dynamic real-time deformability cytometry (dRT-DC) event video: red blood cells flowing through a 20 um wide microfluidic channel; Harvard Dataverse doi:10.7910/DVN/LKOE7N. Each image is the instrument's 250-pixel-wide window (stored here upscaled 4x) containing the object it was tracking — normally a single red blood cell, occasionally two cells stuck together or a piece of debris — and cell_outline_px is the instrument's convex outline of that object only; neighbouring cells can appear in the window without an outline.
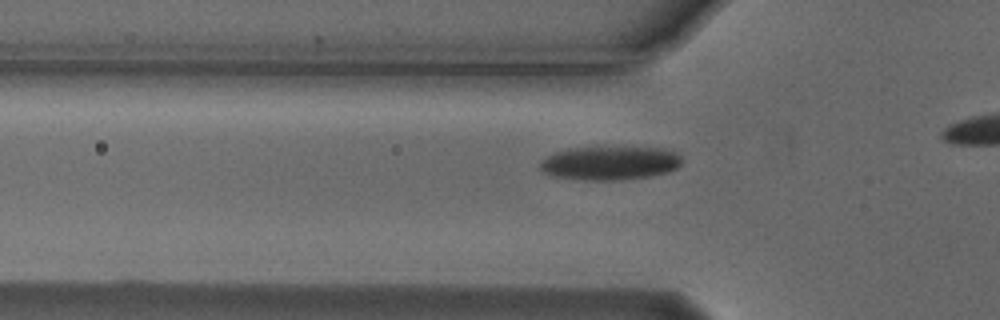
{"species": "Egyptian fruit bat (a non-hibernating species)", "species_latin": "Rousettus aegyptiacus", "temperature_condition": "cold", "stored_images_in_passage": 12, "camera_frame_rate_fps": 3000, "um_per_image_px": 0.085, "animal": {"sex": "male"}, "frame": {"image": 1, "passage_image": 6, "time_ms": 1.667, "image_size_px": [1000, 320], "cell_outline_px": [[680, 164], [676, 168], [668, 172], [652, 176], [620, 180], [588, 180], [552, 176], [544, 172], [540, 168], [540, 160], [556, 152], [572, 148], [596, 144], [664, 148], [676, 152], [680, 156]], "centroid_in_image_um": [51.85, 13.81], "position_along_channel_um": 73.9, "area_um2": 28.9}}
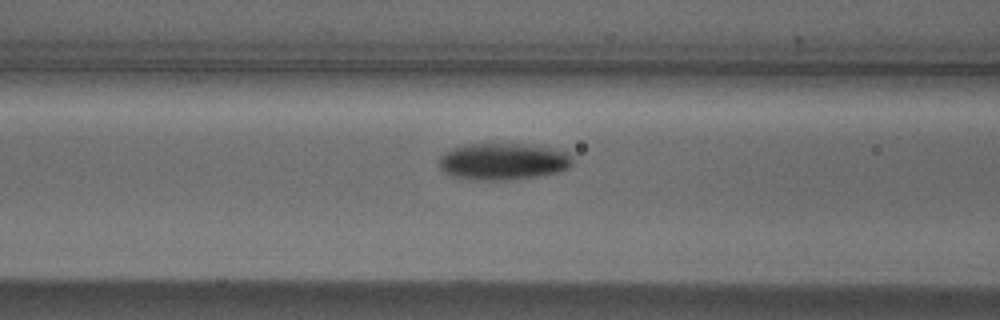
{"frame": {"image": 2, "passage_image": 10, "time_ms": 3.0, "image_size_px": [1000, 320], "cell_outline_px": [[572, 164], [568, 168], [556, 172], [536, 176], [504, 180], [480, 180], [448, 176], [440, 168], [440, 156], [452, 148], [464, 144], [528, 144], [568, 152], [572, 156]], "centroid_in_image_um": [42.73, 13.72], "position_along_channel_um": 123.9, "area_um2": 28.5}}